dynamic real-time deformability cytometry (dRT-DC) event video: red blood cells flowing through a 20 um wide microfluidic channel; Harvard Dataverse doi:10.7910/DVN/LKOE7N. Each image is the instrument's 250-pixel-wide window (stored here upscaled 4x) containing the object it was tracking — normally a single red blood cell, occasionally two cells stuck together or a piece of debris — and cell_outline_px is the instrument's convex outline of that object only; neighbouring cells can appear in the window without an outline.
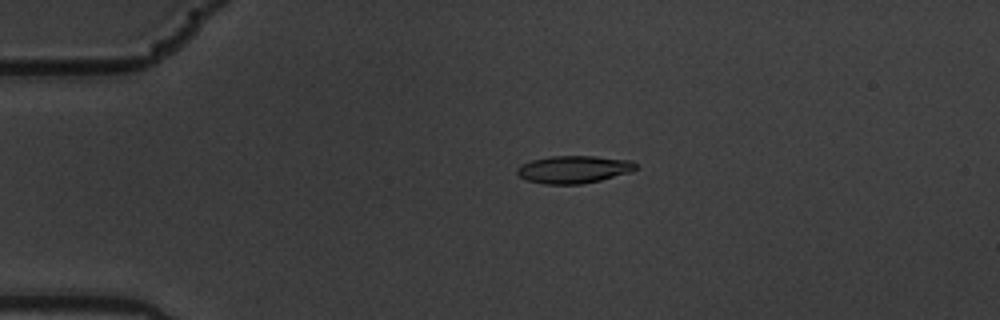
{"species": "common noctule bat (a hibernating species)", "species_latin": "Nyctalus noctula", "temperature_condition": "warm", "stored_images_in_passage": 5, "camera_frame_rate_fps": 3000, "um_per_image_px": 0.085, "animal": {"sex": "male", "body_mass_g": 19.5, "forearm_length_mm": 54.6}, "frame": {"image": 1, "passage_image": 5, "time_ms": 1.333, "image_size_px": [1000, 320], "cell_outline_px": [[636, 168], [632, 172], [600, 180], [580, 184], [544, 184], [528, 180], [520, 176], [516, 172], [516, 168], [520, 164], [532, 160], [552, 156], [596, 156], [632, 160], [636, 164]], "centroid_in_image_um": [48.77, 14.39], "position_along_channel_um": 36.2, "area_um2": 19.07}}